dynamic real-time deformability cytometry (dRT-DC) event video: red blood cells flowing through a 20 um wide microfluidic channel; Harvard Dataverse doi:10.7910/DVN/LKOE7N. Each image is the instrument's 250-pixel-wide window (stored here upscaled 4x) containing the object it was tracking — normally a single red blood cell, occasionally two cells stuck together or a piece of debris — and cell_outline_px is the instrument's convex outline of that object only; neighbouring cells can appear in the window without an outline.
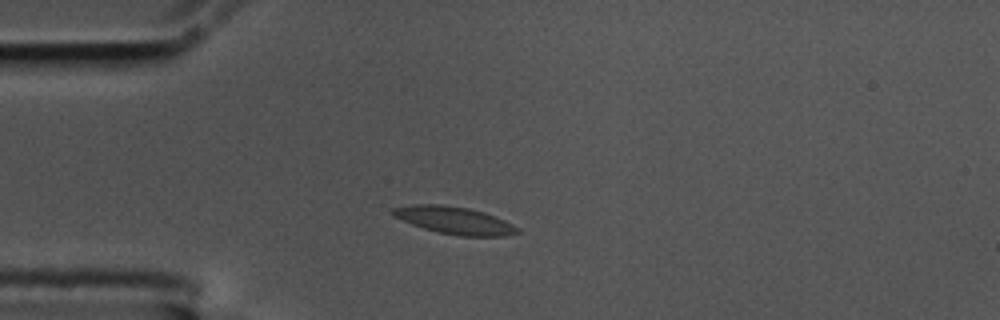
{"species": "common noctule bat (a hibernating species)", "species_latin": "Nyctalus noctula", "temperature_condition": "cold", "stored_images_in_passage": 8, "camera_frame_rate_fps": 3000, "um_per_image_px": 0.085, "animal": {"sex": "male", "body_mass_g": 17.5, "forearm_length_mm": 52.3}, "frame": {"image": 1, "passage_image": 2, "time_ms": 0.333, "image_size_px": [1000, 320], "cell_outline_px": [[520, 232], [504, 236], [460, 236], [440, 232], [424, 228], [412, 224], [392, 216], [388, 212], [392, 208], [412, 204], [444, 204], [468, 208], [484, 212], [504, 220], [520, 228]], "centroid_in_image_um": [38.59, 18.72], "position_along_channel_um": 46.4, "area_um2": 19.94}}
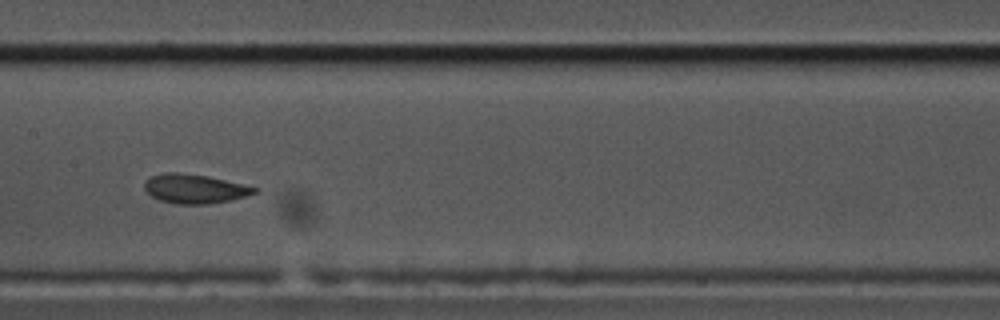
{"frame": {"image": 2, "passage_image": 6, "time_ms": 1.667, "image_size_px": [1000, 320], "cell_outline_px": [[260, 188], [256, 192], [244, 196], [228, 200], [204, 204], [176, 204], [160, 200], [152, 196], [144, 188], [144, 184], [152, 176], [164, 172], [180, 172], [208, 176]], "centroid_in_image_um": [16.53, 16.03], "position_along_channel_um": 190.9, "area_um2": 18.44}}
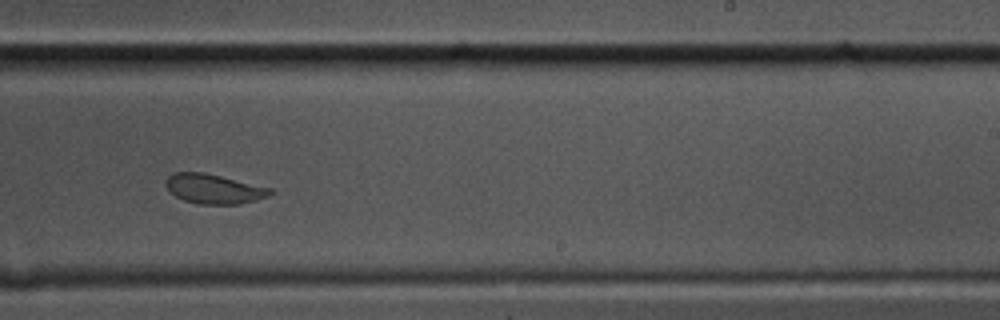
{"frame": {"image": 3, "passage_image": 8, "time_ms": 2.333, "image_size_px": [1000, 320], "cell_outline_px": [[276, 192], [268, 196], [256, 200], [240, 204], [196, 204], [184, 200], [176, 196], [164, 184], [164, 180], [172, 172], [204, 172], [272, 188]], "centroid_in_image_um": [18.19, 16.05], "position_along_channel_um": 270.8, "area_um2": 18.15}}